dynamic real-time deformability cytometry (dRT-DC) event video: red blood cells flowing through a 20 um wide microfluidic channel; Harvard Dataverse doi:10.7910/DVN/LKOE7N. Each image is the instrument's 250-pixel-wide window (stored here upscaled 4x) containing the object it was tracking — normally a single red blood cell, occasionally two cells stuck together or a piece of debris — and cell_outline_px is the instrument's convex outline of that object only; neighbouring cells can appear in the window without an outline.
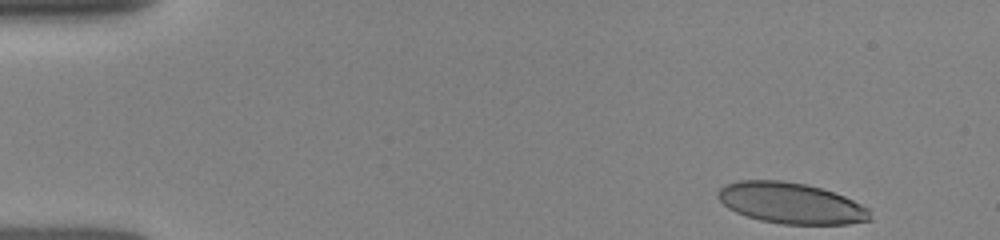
{"species": "human", "species_latin": "Homo sapiens", "temperature_condition": "room temperature", "stored_images_in_passage": 40, "camera_frame_rate_fps": 3000, "um_per_image_px": 0.085, "donor": {"sex": "female"}, "frame": {"image": 1, "passage_image": 1, "time_ms": 0.0, "image_size_px": [1000, 240], "cell_outline_px": [[872, 220], [848, 224], [780, 224], [760, 220], [736, 212], [728, 208], [716, 196], [716, 192], [724, 184], [740, 180], [784, 180], [808, 184], [844, 196], [868, 208]], "centroid_in_image_um": [67.21, 17.26], "position_along_channel_um": 17.8, "area_um2": 36.41}}
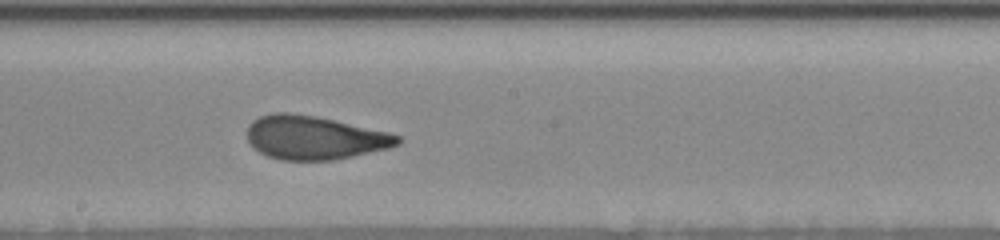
{"frame": {"image": 2, "passage_image": 23, "time_ms": 7.667, "image_size_px": [1000, 240], "cell_outline_px": [[404, 140], [400, 144], [388, 148], [352, 156], [332, 160], [280, 160], [268, 156], [260, 152], [248, 140], [248, 124], [252, 120], [260, 116], [272, 112], [292, 112], [316, 116], [388, 132], [400, 136]], "centroid_in_image_um": [26.73, 11.69], "position_along_channel_um": 221.5, "area_um2": 38.21}}
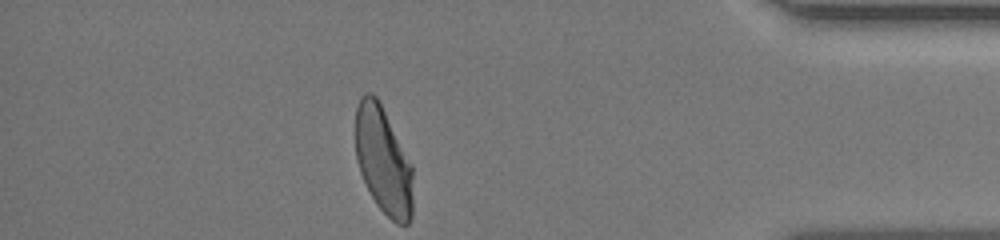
{"frame": {"image": 3, "passage_image": 40, "time_ms": 13.0, "image_size_px": [1000, 240], "cell_outline_px": [[412, 216], [408, 224], [396, 224], [376, 204], [360, 172], [356, 160], [356, 108], [360, 96], [364, 92], [372, 92], [376, 96], [412, 164]], "centroid_in_image_um": [32.57, 13.64], "position_along_channel_um": 402.6, "area_um2": 35.72}}